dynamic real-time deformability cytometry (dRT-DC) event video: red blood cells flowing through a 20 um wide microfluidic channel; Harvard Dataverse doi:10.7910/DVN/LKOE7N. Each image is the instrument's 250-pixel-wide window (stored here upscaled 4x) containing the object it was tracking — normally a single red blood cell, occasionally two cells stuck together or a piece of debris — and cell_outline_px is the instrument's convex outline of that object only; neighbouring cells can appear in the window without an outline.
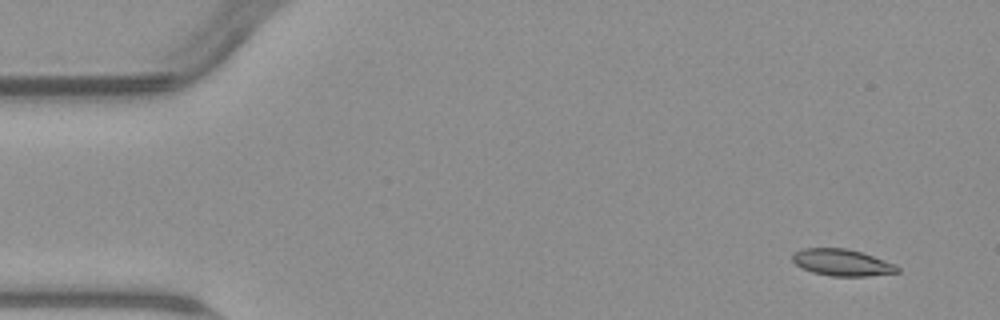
{"species": "common noctule bat (a hibernating species)", "species_latin": "Nyctalus noctula", "temperature_condition": "warm", "stored_images_in_passage": 5, "camera_frame_rate_fps": 3000, "um_per_image_px": 0.085, "animal": {"sex": "male", "body_mass_g": 23.1, "forearm_length_mm": 52.7}, "frame": {"image": 1, "passage_image": 2, "time_ms": 1.0, "image_size_px": [1000, 320], "cell_outline_px": [[900, 272], [868, 276], [832, 276], [812, 272], [796, 264], [792, 260], [792, 252], [804, 248], [848, 248], [896, 264], [900, 268]], "centroid_in_image_um": [71.58, 22.31], "position_along_channel_um": 13.4, "area_um2": 16.3}}
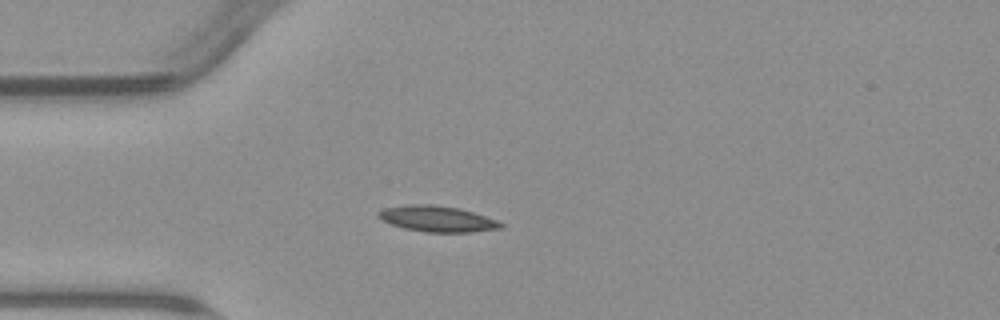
{"frame": {"image": 2, "passage_image": 5, "time_ms": 4.667, "image_size_px": [1000, 320], "cell_outline_px": [[504, 228], [472, 232], [424, 232], [404, 228], [380, 220], [376, 216], [376, 212], [384, 208], [408, 204], [432, 204], [460, 208], [496, 220], [504, 224]], "centroid_in_image_um": [37.13, 18.6], "position_along_channel_um": 47.9, "area_um2": 18.61}}